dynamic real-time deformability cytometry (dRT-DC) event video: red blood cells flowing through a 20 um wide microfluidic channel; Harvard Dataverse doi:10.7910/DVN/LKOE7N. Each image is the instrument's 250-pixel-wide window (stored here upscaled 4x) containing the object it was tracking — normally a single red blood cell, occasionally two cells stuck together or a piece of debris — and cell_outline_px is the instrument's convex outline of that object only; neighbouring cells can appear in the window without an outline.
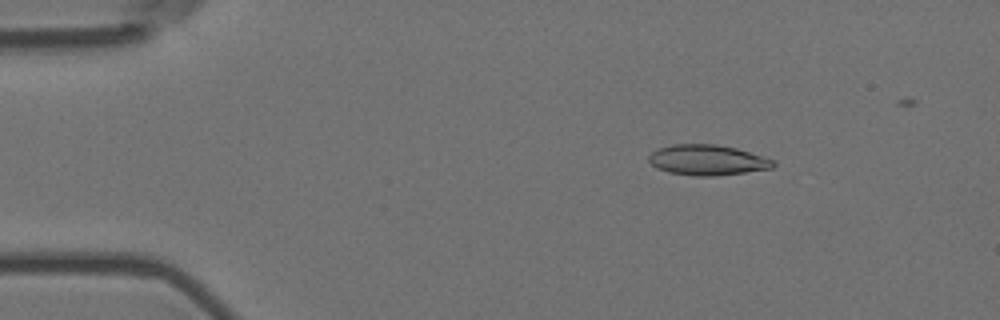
{"species": "Egyptian fruit bat (a non-hibernating species)", "species_latin": "Rousettus aegyptiacus", "temperature_condition": "room temperature", "stored_images_in_passage": 5, "camera_frame_rate_fps": 3000, "um_per_image_px": 0.085, "animal": {"sex": "female"}, "frame": {"image": 1, "passage_image": 2, "time_ms": 0.333, "image_size_px": [1000, 320], "cell_outline_px": [[776, 164], [772, 168], [716, 176], [696, 176], [668, 172], [656, 168], [648, 160], [648, 156], [652, 152], [660, 148], [672, 144], [716, 144], [736, 148], [776, 160]], "centroid_in_image_um": [60.13, 13.6], "position_along_channel_um": 24.9, "area_um2": 22.08}}
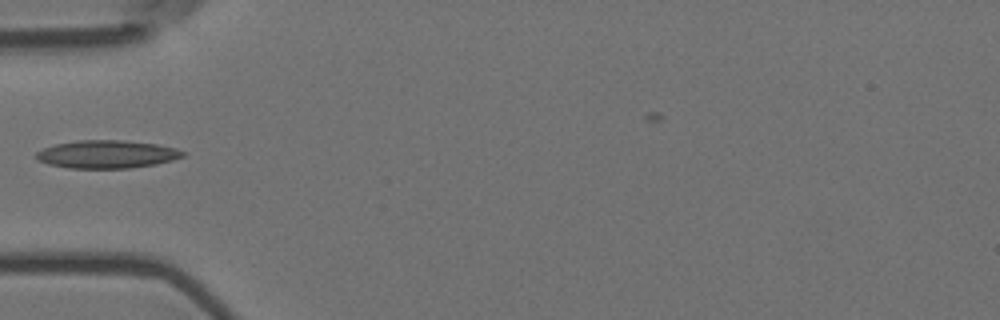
{"frame": {"image": 2, "passage_image": 5, "time_ms": 1.333, "image_size_px": [1000, 320], "cell_outline_px": [[184, 156], [172, 160], [156, 164], [128, 168], [68, 168], [48, 164], [36, 160], [36, 152], [44, 148], [56, 144], [76, 140], [124, 140], [156, 144], [176, 148], [184, 152]], "centroid_in_image_um": [9.06, 13.11], "position_along_channel_um": 75.9, "area_um2": 23.87}}